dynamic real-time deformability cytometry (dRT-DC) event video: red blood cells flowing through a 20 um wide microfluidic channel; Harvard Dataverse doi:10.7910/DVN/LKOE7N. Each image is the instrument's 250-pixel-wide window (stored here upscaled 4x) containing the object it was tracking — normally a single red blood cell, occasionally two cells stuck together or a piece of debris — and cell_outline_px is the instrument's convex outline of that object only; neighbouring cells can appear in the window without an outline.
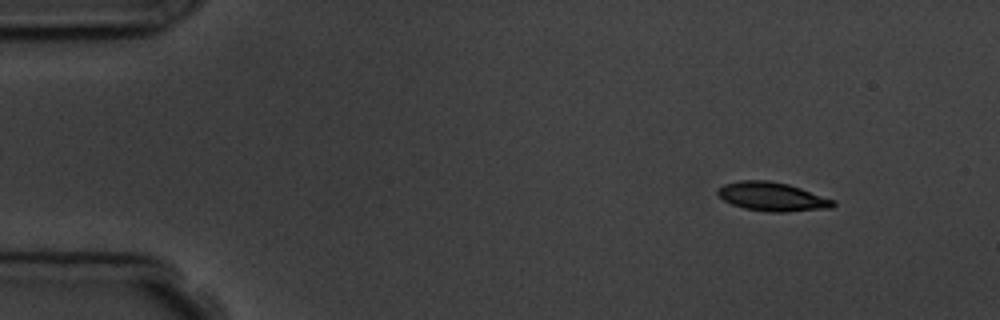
{"species": "common noctule bat (a hibernating species)", "species_latin": "Nyctalus noctula", "temperature_condition": "room temperature", "stored_images_in_passage": 4, "camera_frame_rate_fps": 3000, "um_per_image_px": 0.085, "animal": {"sex": "male", "body_mass_g": 19.5, "forearm_length_mm": 54.6}, "frame": {"image": 1, "passage_image": 1, "time_ms": 0.0, "image_size_px": [1000, 320], "cell_outline_px": [[836, 204], [832, 208], [784, 212], [768, 212], [744, 208], [732, 204], [724, 200], [716, 192], [724, 184], [740, 180], [768, 180], [788, 184], [836, 200]], "centroid_in_image_um": [65.67, 16.72], "position_along_channel_um": 19.3, "area_um2": 19.36}}
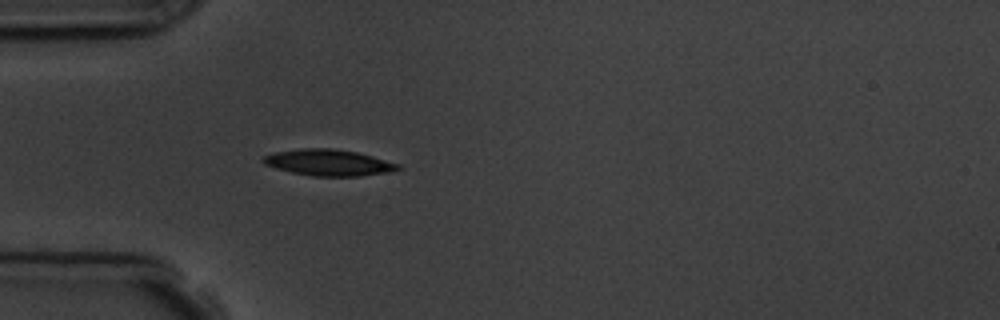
{"frame": {"image": 2, "passage_image": 4, "time_ms": 3.333, "image_size_px": [1000, 320], "cell_outline_px": [[404, 168], [388, 172], [360, 176], [312, 176], [292, 172], [276, 168], [264, 164], [260, 160], [264, 156], [276, 152], [304, 148], [332, 148], [356, 152], [372, 156], [400, 164]], "centroid_in_image_um": [27.95, 13.82], "position_along_channel_um": 57.1, "area_um2": 20.58}}